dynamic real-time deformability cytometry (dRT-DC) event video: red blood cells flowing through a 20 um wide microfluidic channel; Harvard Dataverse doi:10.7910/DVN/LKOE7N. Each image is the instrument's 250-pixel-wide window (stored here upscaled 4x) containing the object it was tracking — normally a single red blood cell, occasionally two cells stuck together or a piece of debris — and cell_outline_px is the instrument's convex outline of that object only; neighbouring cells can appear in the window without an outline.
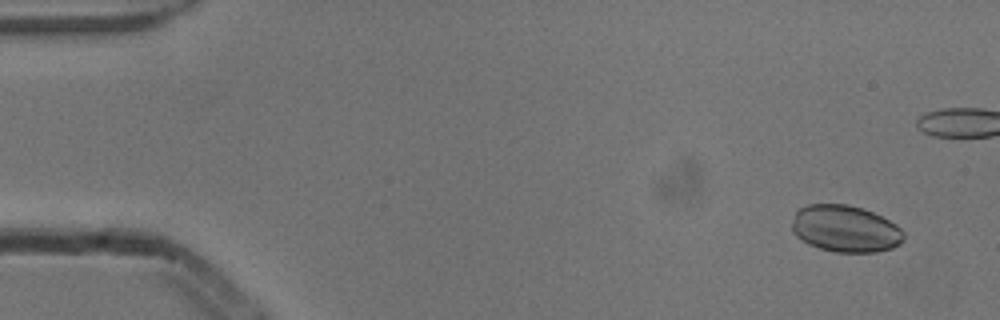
{"species": "common noctule bat (a hibernating species)", "species_latin": "Nyctalus noctula", "temperature_condition": "cold", "stored_images_in_passage": 6, "camera_frame_rate_fps": 3000, "um_per_image_px": 0.085, "animal": {"sex": "male", "body_mass_g": 13.3}, "frame": {"image": 1, "passage_image": 1, "time_ms": 0.0, "image_size_px": [1000, 320], "cell_outline_px": [[904, 240], [900, 244], [892, 248], [876, 252], [836, 252], [820, 248], [808, 244], [800, 240], [792, 232], [792, 224], [796, 212], [800, 208], [808, 204], [848, 204], [864, 208], [896, 224], [904, 232]], "centroid_in_image_um": [71.85, 19.44], "position_along_channel_um": 13.1, "area_um2": 30.63}}
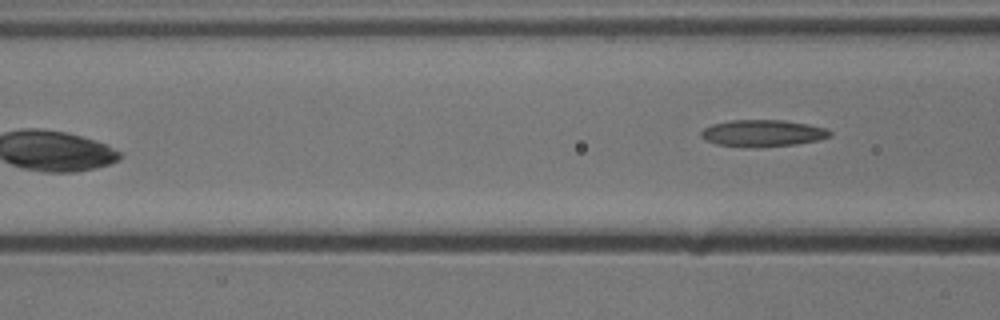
{"frame": {"image": 2, "passage_image": 6, "time_ms": 1.667, "image_size_px": [1000, 320], "cell_outline_px": [[832, 136], [820, 140], [796, 144], [716, 144], [704, 140], [700, 136], [700, 132], [704, 128], [712, 124], [728, 120], [784, 120], [808, 124], [828, 128], [832, 132]], "centroid_in_image_um": [64.88, 11.26], "position_along_channel_um": 101.7, "area_um2": 19.31}}